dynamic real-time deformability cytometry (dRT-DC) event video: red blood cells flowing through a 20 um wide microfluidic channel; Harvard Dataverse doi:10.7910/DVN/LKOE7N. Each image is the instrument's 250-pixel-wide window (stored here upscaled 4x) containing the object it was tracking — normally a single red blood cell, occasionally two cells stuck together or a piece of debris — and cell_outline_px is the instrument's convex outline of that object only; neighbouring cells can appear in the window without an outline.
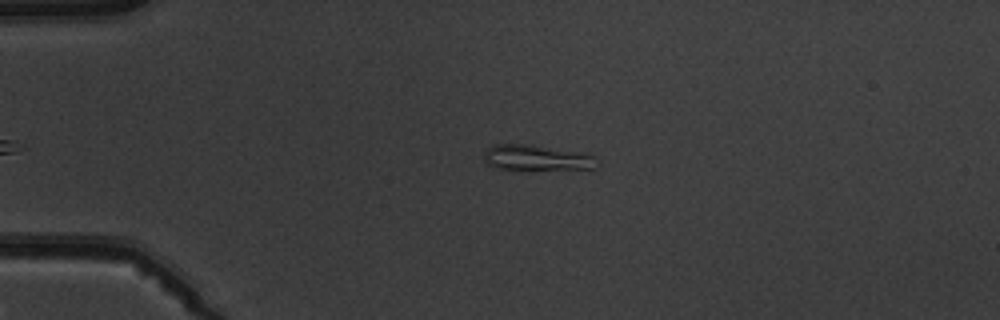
{"species": "common noctule bat (a hibernating species)", "species_latin": "Nyctalus noctula", "temperature_condition": "warm", "stored_images_in_passage": 2, "camera_frame_rate_fps": 3000, "um_per_image_px": 0.085, "animal": {"sex": "male", "body_mass_g": 19.5, "forearm_length_mm": 54.6}, "frame": {"image": 1, "passage_image": 1, "time_ms": 0.0, "image_size_px": [1000, 320], "cell_outline_px": [[596, 168], [496, 168], [488, 164], [484, 160], [484, 152], [492, 144], [532, 144], [584, 152], [596, 156]], "centroid_in_image_um": [45.61, 13.36], "position_along_channel_um": 39.4, "area_um2": 16.53}}